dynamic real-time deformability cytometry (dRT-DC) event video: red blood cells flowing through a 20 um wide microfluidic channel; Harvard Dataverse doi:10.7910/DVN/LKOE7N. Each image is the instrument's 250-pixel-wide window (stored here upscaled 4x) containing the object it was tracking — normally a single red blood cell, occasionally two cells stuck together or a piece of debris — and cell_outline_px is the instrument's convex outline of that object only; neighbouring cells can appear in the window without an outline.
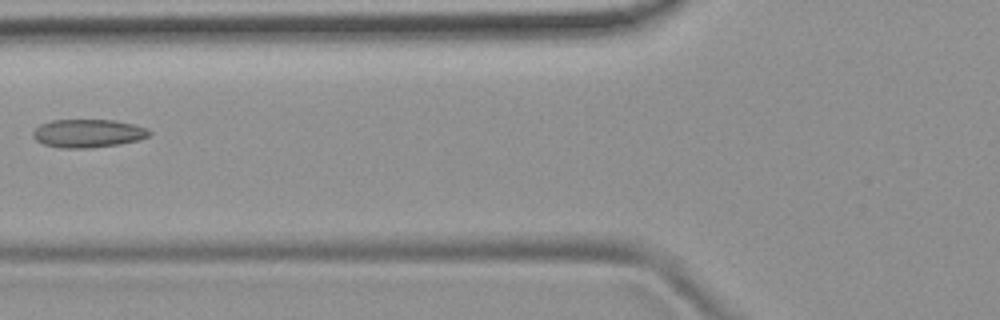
{"species": "common noctule bat (a hibernating species)", "species_latin": "Nyctalus noctula", "temperature_condition": "room temperature", "stored_images_in_passage": 3, "camera_frame_rate_fps": 3000, "um_per_image_px": 0.085, "animal": {"sex": "female", "body_mass_g": 19.9}, "frame": {"image": 1, "passage_image": 2, "time_ms": 0.333, "image_size_px": [1000, 320], "cell_outline_px": [[152, 132], [148, 136], [140, 140], [120, 144], [92, 148], [60, 148], [44, 144], [36, 140], [32, 136], [32, 132], [40, 124], [52, 120], [116, 120], [148, 128]], "centroid_in_image_um": [7.49, 11.34], "position_along_channel_um": 118.3, "area_um2": 19.31}}
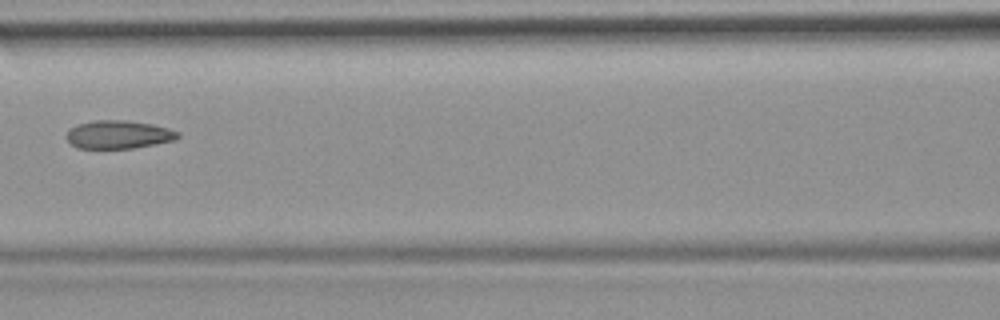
{"frame": {"image": 2, "passage_image": 3, "time_ms": 0.667, "image_size_px": [1000, 320], "cell_outline_px": [[180, 136], [176, 140], [132, 148], [76, 148], [64, 136], [72, 128], [80, 124], [96, 120], [124, 120], [152, 124], [168, 128], [180, 132]], "centroid_in_image_um": [10.11, 11.44], "position_along_channel_um": 156.5, "area_um2": 18.15}}